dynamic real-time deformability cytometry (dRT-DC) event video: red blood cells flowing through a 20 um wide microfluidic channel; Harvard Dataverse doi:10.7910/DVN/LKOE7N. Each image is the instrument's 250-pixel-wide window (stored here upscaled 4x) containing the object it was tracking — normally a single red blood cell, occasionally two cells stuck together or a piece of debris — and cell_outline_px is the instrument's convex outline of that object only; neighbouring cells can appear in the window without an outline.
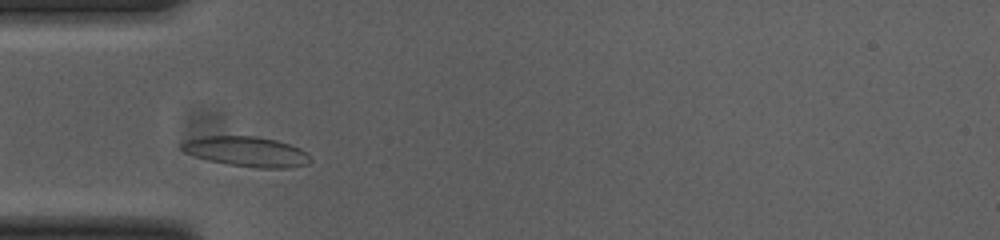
{"species": "common noctule bat (a hibernating species)", "species_latin": "Nyctalus noctula", "temperature_condition": "cold", "stored_images_in_passage": 29, "camera_frame_rate_fps": 3000, "um_per_image_px": 0.085, "animal": {"sex": "female", "body_mass_g": 23.0, "forearm_length_mm": 53.4}, "frame": {"image": 1, "passage_image": 1, "time_ms": 0.0, "image_size_px": [1000, 240], "cell_outline_px": [[312, 160], [308, 164], [288, 168], [260, 168], [228, 164], [208, 160], [184, 152], [180, 148], [180, 144], [188, 140], [200, 136], [256, 136], [276, 140], [300, 148], [308, 152]], "centroid_in_image_um": [20.99, 12.88], "position_along_channel_um": 64.0, "area_um2": 22.54}}
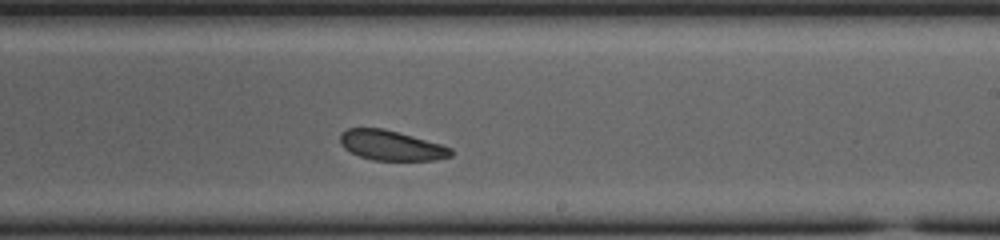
{"frame": {"image": 2, "passage_image": 17, "time_ms": 5.333, "image_size_px": [1000, 240], "cell_outline_px": [[452, 156], [436, 160], [372, 160], [360, 156], [344, 148], [340, 144], [340, 132], [348, 128], [384, 128], [440, 144], [452, 148]], "centroid_in_image_um": [33.23, 12.36], "position_along_channel_um": 255.8, "area_um2": 19.25}}
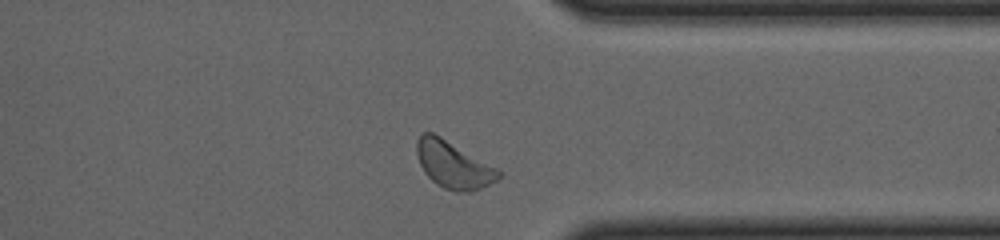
{"frame": {"image": 3, "passage_image": 27, "time_ms": 8.667, "image_size_px": [1000, 240], "cell_outline_px": [[504, 172], [496, 180], [472, 192], [456, 192], [444, 188], [436, 184], [424, 172], [416, 156], [416, 140], [424, 132], [432, 132], [440, 136], [500, 168]], "centroid_in_image_um": [38.56, 14.0], "position_along_channel_um": 372.8, "area_um2": 22.72}, "authors_computed_cell_mechanics": {"area_um2": 20.4034, "velocity_mm_per_s": 3.6155, "shape_relaxation_time_tau1_ms": 1.3407, "shape_relaxation_time_tau2_ms": 4.8299, "deformation_change_tau1": 0.0437, "deformation_change_tau2": 0.0872}}